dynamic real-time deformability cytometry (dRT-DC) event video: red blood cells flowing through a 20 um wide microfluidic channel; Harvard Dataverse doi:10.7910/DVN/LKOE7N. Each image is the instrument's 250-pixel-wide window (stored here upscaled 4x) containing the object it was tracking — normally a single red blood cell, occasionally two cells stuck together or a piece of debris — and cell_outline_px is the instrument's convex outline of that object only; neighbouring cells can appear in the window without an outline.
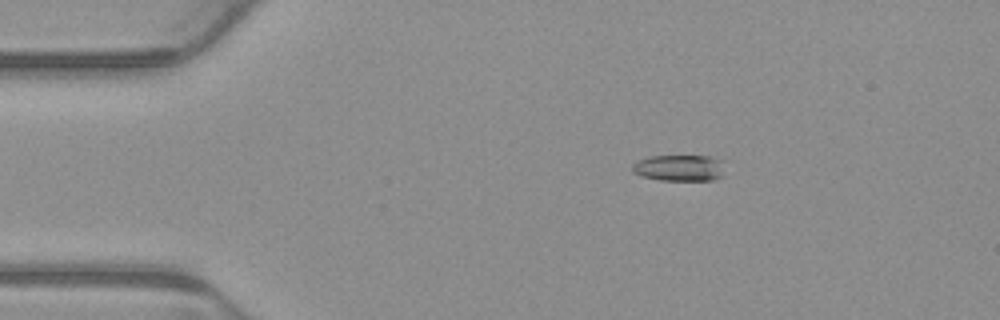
{"species": "common noctule bat (a hibernating species)", "species_latin": "Nyctalus noctula", "temperature_condition": "warm", "stored_images_in_passage": 5, "camera_frame_rate_fps": 3000, "um_per_image_px": 0.085, "animal": {"sex": "male", "body_mass_g": 23.1, "forearm_length_mm": 52.7}, "frame": {"image": 1, "passage_image": 2, "time_ms": 0.333, "image_size_px": [1000, 320], "cell_outline_px": [[724, 176], [712, 180], [660, 180], [640, 176], [632, 172], [632, 164], [636, 160], [652, 156], [712, 156], [720, 160]], "centroid_in_image_um": [57.71, 14.27], "position_along_channel_um": 27.3, "area_um2": 14.28}}
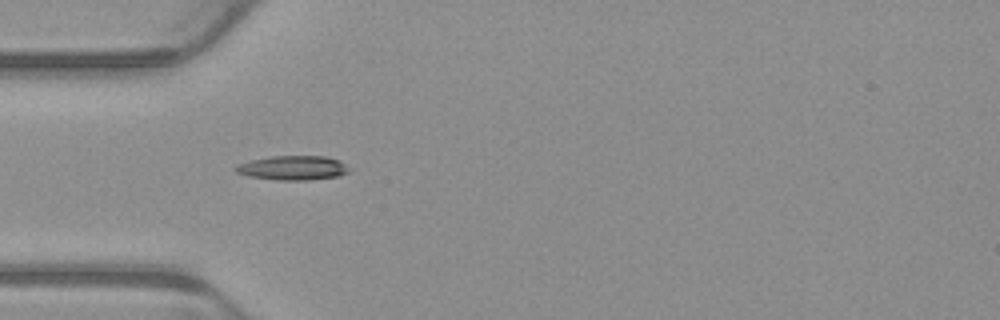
{"frame": {"image": 2, "passage_image": 4, "time_ms": 1.0, "image_size_px": [1000, 320], "cell_outline_px": [[352, 168], [348, 172], [340, 176], [308, 180], [276, 180], [248, 176], [236, 172], [236, 164], [252, 160], [272, 156], [324, 156], [340, 160]], "centroid_in_image_um": [24.95, 14.27], "position_along_channel_um": 60.1, "area_um2": 16.18}}
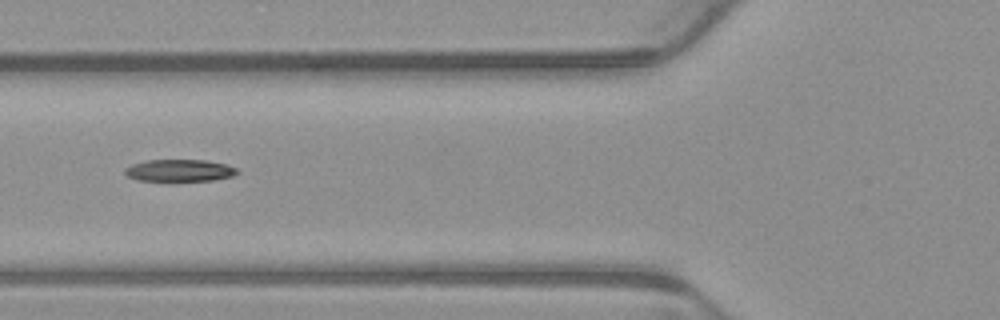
{"frame": {"image": 3, "passage_image": 5, "time_ms": 1.333, "image_size_px": [1000, 320], "cell_outline_px": [[240, 172], [232, 176], [212, 180], [136, 180], [128, 176], [124, 172], [124, 168], [132, 164], [148, 160], [204, 160], [224, 164], [236, 168]], "centroid_in_image_um": [15.24, 14.48], "position_along_channel_um": 110.6, "area_um2": 14.16}}